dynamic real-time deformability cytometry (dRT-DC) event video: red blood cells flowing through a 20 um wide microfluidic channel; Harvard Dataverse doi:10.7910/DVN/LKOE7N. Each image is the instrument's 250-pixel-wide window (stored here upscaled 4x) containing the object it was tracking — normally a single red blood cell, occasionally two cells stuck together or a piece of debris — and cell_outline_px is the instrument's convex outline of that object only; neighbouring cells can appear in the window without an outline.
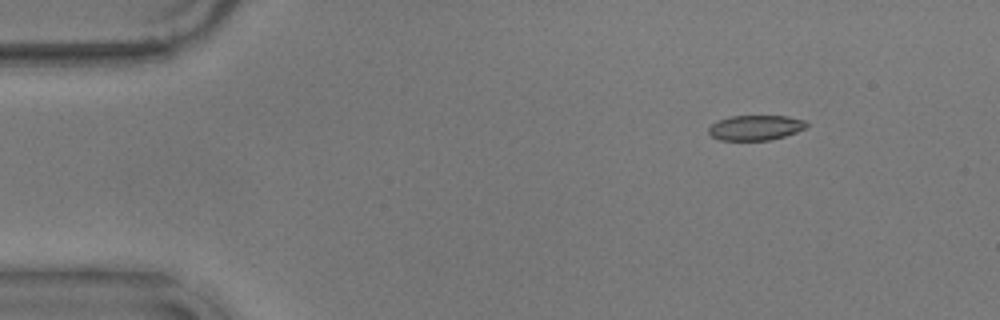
{"species": "common noctule bat (a hibernating species)", "species_latin": "Nyctalus noctula", "temperature_condition": "warm", "stored_images_in_passage": 27, "camera_frame_rate_fps": 3000, "um_per_image_px": 0.085, "animal": {"sex": "male", "body_mass_g": 17.9}, "frame": {"image": 1, "passage_image": 1, "time_ms": 0.0, "image_size_px": [1000, 320], "cell_outline_px": [[808, 124], [804, 128], [796, 132], [784, 136], [768, 140], [720, 140], [712, 136], [708, 132], [708, 128], [712, 124], [728, 116], [788, 116], [808, 120]], "centroid_in_image_um": [64.24, 10.84], "position_along_channel_um": 20.8, "area_um2": 14.28}}
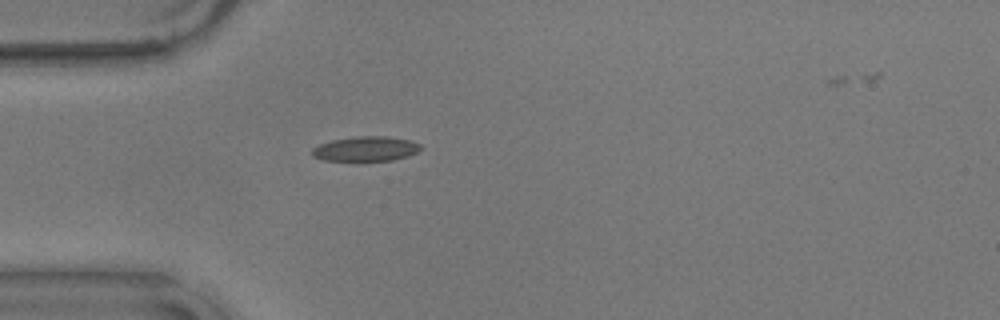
{"frame": {"image": 2, "passage_image": 10, "time_ms": 3.0, "image_size_px": [1000, 320], "cell_outline_px": [[424, 148], [408, 156], [392, 160], [324, 160], [312, 156], [312, 148], [320, 144], [332, 140], [356, 136], [388, 136], [408, 140], [420, 144]], "centroid_in_image_um": [31.1, 12.64], "position_along_channel_um": 53.9, "area_um2": 15.55}}